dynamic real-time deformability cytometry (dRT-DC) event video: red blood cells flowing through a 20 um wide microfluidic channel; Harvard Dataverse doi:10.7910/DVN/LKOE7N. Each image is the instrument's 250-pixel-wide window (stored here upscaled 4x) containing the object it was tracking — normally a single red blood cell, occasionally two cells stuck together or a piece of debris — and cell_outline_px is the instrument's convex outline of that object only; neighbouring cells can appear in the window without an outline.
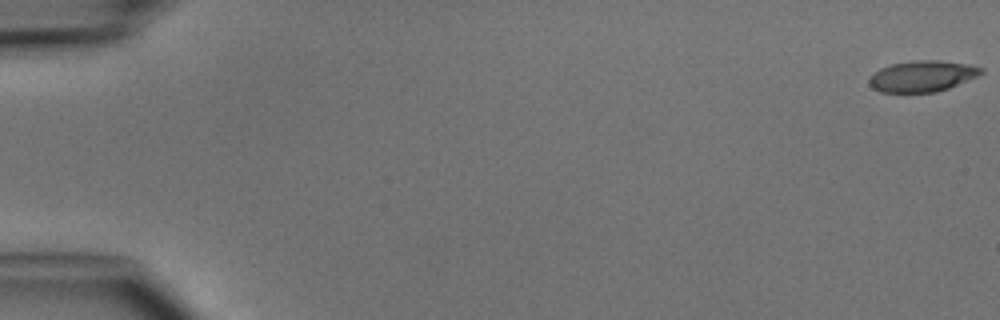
{"species": "common noctule bat (a hibernating species)", "species_latin": "Nyctalus noctula", "temperature_condition": "cold", "stored_images_in_passage": 5, "camera_frame_rate_fps": 3000, "um_per_image_px": 0.085, "animal": {"sex": "male", "body_mass_g": 15.6}, "frame": {"image": 1, "passage_image": 1, "time_ms": 0.0, "image_size_px": [1000, 320], "cell_outline_px": [[984, 72], [976, 76], [948, 88], [936, 92], [880, 92], [872, 88], [868, 84], [868, 80], [880, 68], [892, 64], [912, 60], [936, 60], [968, 64], [984, 68]], "centroid_in_image_um": [78.38, 6.47], "position_along_channel_um": 6.6, "area_um2": 20.11}}
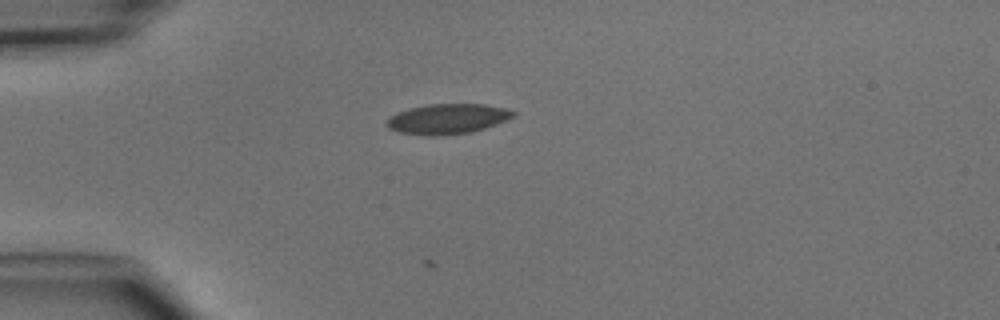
{"frame": {"image": 2, "passage_image": 4, "time_ms": 4.333, "image_size_px": [1000, 320], "cell_outline_px": [[516, 116], [496, 124], [472, 132], [436, 136], [428, 136], [400, 132], [388, 128], [384, 124], [388, 116], [396, 112], [408, 108], [428, 104], [484, 104], [504, 108], [516, 112]], "centroid_in_image_um": [37.99, 10.1], "position_along_channel_um": 47.0, "area_um2": 22.43}}